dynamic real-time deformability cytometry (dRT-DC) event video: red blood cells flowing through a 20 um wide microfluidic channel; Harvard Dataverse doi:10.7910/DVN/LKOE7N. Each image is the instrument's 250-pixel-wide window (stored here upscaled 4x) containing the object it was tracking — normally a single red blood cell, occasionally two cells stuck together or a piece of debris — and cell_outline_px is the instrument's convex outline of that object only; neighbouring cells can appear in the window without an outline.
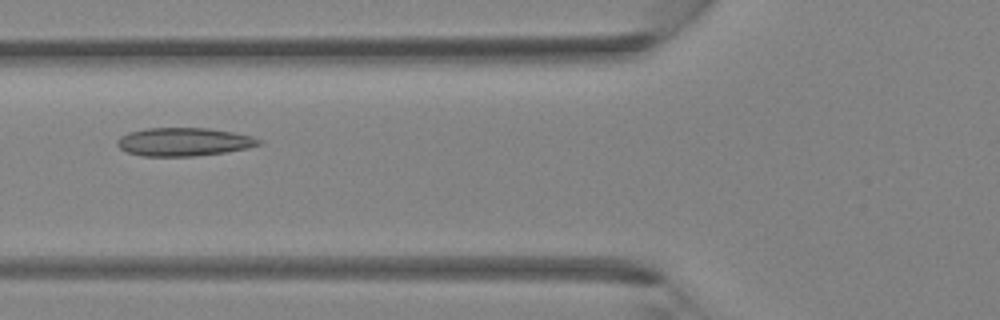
{"species": "Egyptian fruit bat (a non-hibernating species)", "species_latin": "Rousettus aegyptiacus", "temperature_condition": "room temperature", "stored_images_in_passage": 41, "camera_frame_rate_fps": 3000, "um_per_image_px": 0.085, "animal": {"sex": "female"}, "frame": {"image": 1, "passage_image": 16, "time_ms": 5.0, "image_size_px": [1000, 320], "cell_outline_px": [[264, 140], [260, 144], [248, 148], [224, 152], [192, 156], [144, 156], [128, 152], [120, 148], [116, 144], [116, 140], [120, 136], [128, 132], [148, 128], [208, 128], [232, 132], [252, 136]], "centroid_in_image_um": [15.62, 12.05], "position_along_channel_um": 110.2, "area_um2": 23.29}}
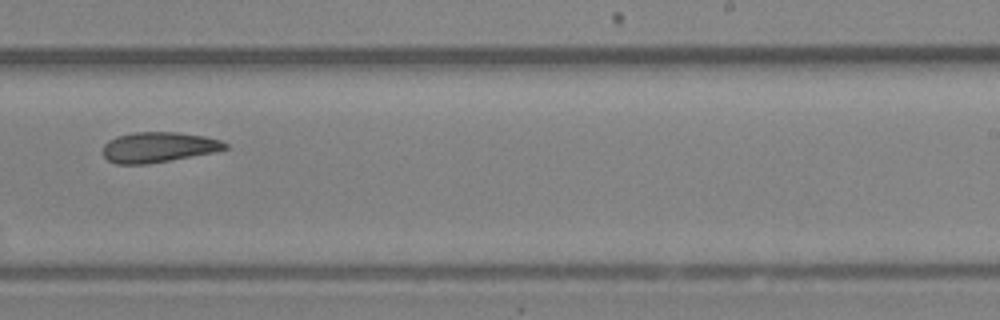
{"frame": {"image": 2, "passage_image": 26, "time_ms": 8.333, "image_size_px": [1000, 320], "cell_outline_px": [[228, 148], [212, 152], [148, 164], [116, 164], [108, 160], [104, 156], [104, 144], [108, 140], [116, 136], [132, 132], [176, 132], [204, 136], [220, 140], [228, 144]], "centroid_in_image_um": [13.43, 12.5], "position_along_channel_um": 275.6, "area_um2": 21.44}}
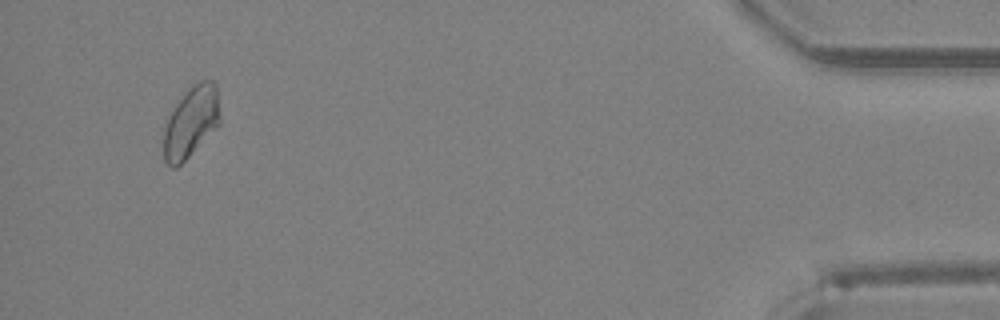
{"frame": {"image": 3, "passage_image": 39, "time_ms": 12.667, "image_size_px": [1000, 320], "cell_outline_px": [[220, 124], [176, 168], [172, 168], [164, 160], [164, 128], [168, 116], [176, 104], [188, 88], [192, 84], [200, 80], [212, 80], [216, 84], [220, 116]], "centroid_in_image_um": [16.24, 10.34], "position_along_channel_um": 419.0, "area_um2": 23.12}}